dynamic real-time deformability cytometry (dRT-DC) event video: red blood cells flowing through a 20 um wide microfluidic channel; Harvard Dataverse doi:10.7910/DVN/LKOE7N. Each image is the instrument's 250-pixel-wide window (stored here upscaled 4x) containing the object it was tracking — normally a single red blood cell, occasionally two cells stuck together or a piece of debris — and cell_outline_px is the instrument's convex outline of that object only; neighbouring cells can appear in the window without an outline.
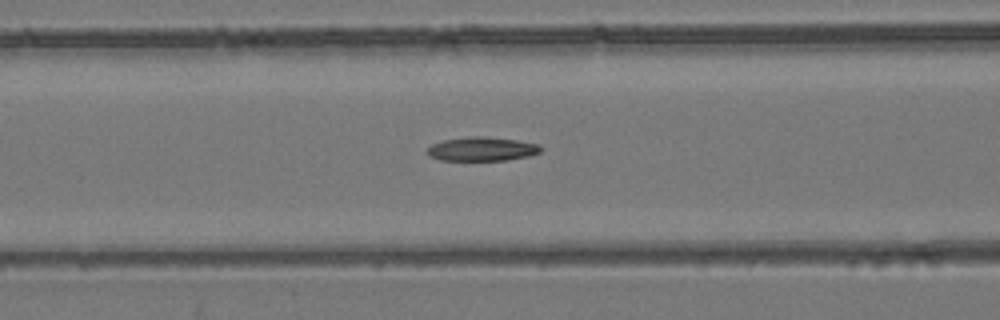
{"species": "common noctule bat (a hibernating species)", "species_latin": "Nyctalus noctula", "temperature_condition": "room temperature", "stored_images_in_passage": 54, "camera_frame_rate_fps": 3000, "um_per_image_px": 0.085, "animal": {"sex": "female", "body_mass_g": 24.6, "forearm_length_mm": 56.2}, "frame": {"image": 1, "passage_image": 23, "time_ms": 7.333, "image_size_px": [1000, 320], "cell_outline_px": [[544, 148], [540, 152], [528, 156], [508, 160], [440, 160], [428, 156], [424, 152], [432, 144], [444, 140], [468, 136], [484, 136], [516, 140], [540, 144]], "centroid_in_image_um": [40.96, 12.66], "position_along_channel_um": 125.6, "area_um2": 16.01}}
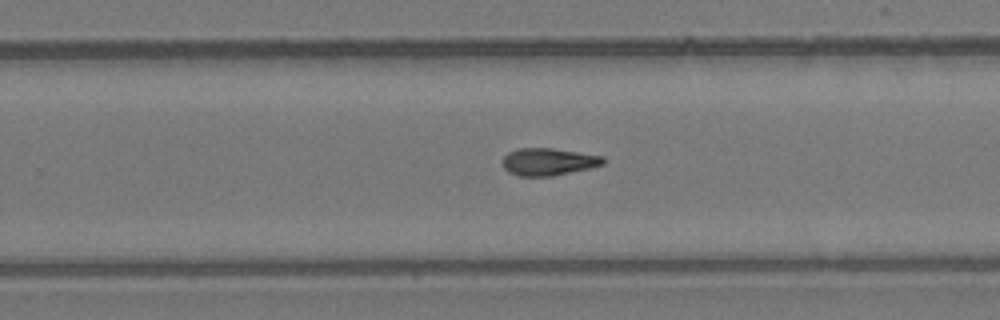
{"frame": {"image": 2, "passage_image": 35, "time_ms": 11.333, "image_size_px": [1000, 320], "cell_outline_px": [[604, 164], [592, 168], [552, 176], [520, 176], [508, 172], [504, 168], [500, 160], [508, 152], [520, 148], [552, 148], [604, 156]], "centroid_in_image_um": [46.6, 13.75], "position_along_channel_um": 283.2, "area_um2": 16.18}}
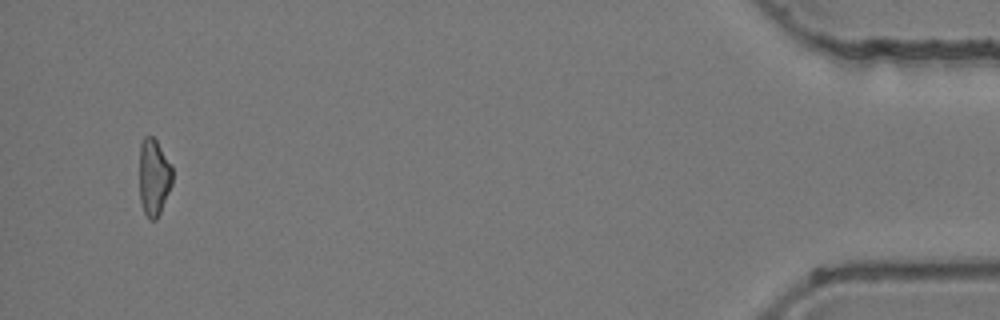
{"frame": {"image": 3, "passage_image": 52, "time_ms": 17.0, "image_size_px": [1000, 320], "cell_outline_px": [[172, 184], [160, 212], [156, 220], [148, 220], [144, 212], [140, 200], [140, 144], [144, 136], [152, 136], [156, 140], [172, 164]], "centroid_in_image_um": [13.08, 15.06], "position_along_channel_um": 422.1, "area_um2": 14.85}}